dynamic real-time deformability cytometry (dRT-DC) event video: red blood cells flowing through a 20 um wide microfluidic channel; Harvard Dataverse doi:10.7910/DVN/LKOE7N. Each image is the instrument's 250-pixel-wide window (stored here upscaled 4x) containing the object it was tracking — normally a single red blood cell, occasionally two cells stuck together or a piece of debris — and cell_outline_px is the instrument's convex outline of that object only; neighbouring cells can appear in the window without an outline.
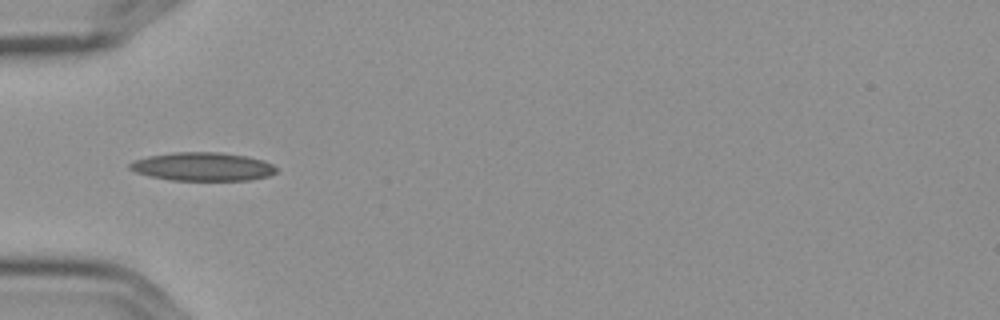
{"species": "Egyptian fruit bat (a non-hibernating species)", "species_latin": "Rousettus aegyptiacus", "temperature_condition": "cold", "stored_images_in_passage": 11, "camera_frame_rate_fps": 3000, "um_per_image_px": 0.085, "frame": {"image": 1, "passage_image": 1, "time_ms": 0.0, "image_size_px": [1000, 320], "cell_outline_px": [[276, 172], [268, 176], [248, 180], [172, 180], [148, 176], [136, 172], [128, 168], [128, 164], [132, 160], [148, 156], [176, 152], [216, 152], [244, 156], [264, 160], [272, 164], [276, 168]], "centroid_in_image_um": [17.18, 14.16], "position_along_channel_um": 67.8, "area_um2": 24.22}}
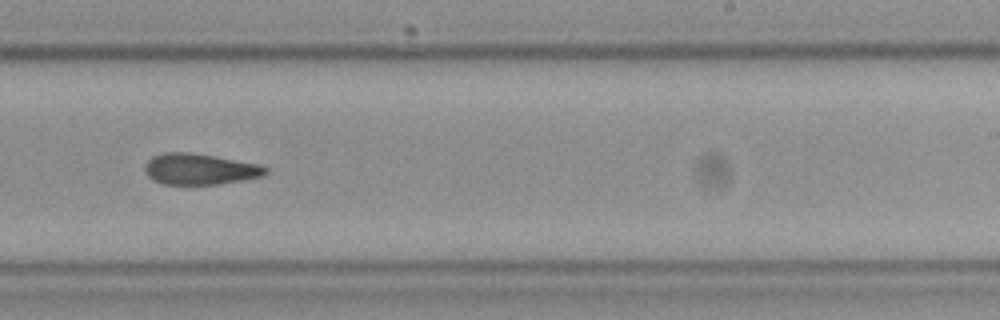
{"frame": {"image": 2, "passage_image": 6, "time_ms": 1.667, "image_size_px": [1000, 320], "cell_outline_px": [[268, 172], [264, 176], [244, 180], [220, 184], [164, 184], [152, 180], [144, 172], [144, 164], [152, 156], [164, 152], [188, 152], [260, 164], [268, 168]], "centroid_in_image_um": [16.97, 14.38], "position_along_channel_um": 272.0, "area_um2": 21.96}}
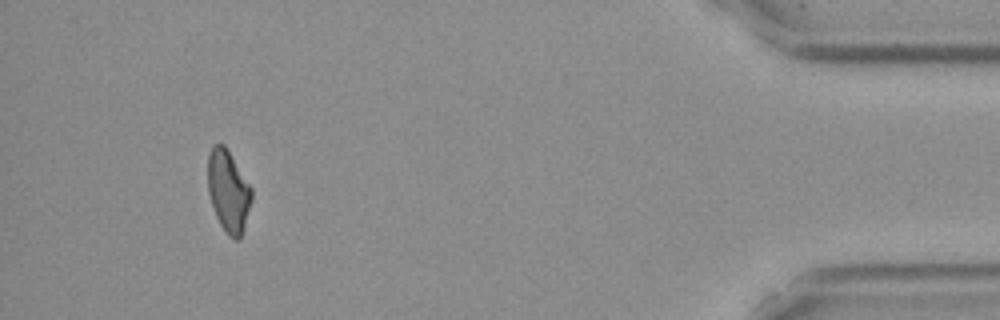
{"frame": {"image": 3, "passage_image": 10, "time_ms": 3.0, "image_size_px": [1000, 320], "cell_outline_px": [[252, 200], [244, 228], [240, 240], [236, 240], [228, 236], [220, 224], [216, 216], [208, 192], [208, 156], [212, 144], [224, 144], [252, 188]], "centroid_in_image_um": [19.41, 16.26], "position_along_channel_um": 415.8, "area_um2": 20.87}}